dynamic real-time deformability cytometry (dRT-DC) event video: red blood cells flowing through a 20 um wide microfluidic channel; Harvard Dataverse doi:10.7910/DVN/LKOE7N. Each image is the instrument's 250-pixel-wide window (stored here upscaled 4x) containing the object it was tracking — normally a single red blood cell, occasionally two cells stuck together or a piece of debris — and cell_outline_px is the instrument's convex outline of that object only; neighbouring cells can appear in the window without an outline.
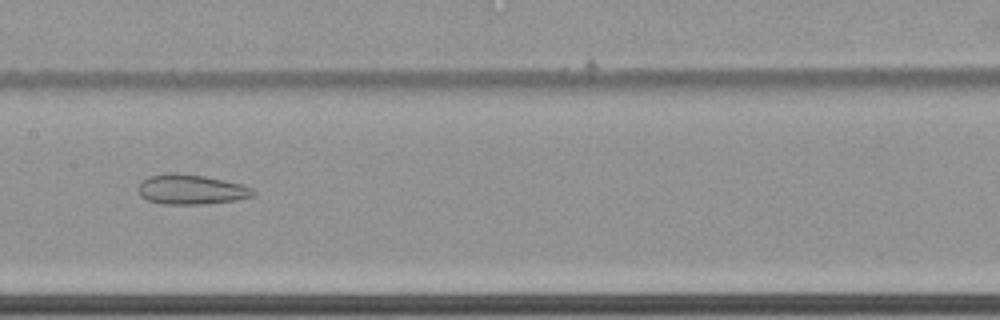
{"species": "common noctule bat (a hibernating species)", "species_latin": "Nyctalus noctula", "temperature_condition": "cold", "stored_images_in_passage": 63, "camera_frame_rate_fps": 3000, "um_per_image_px": 0.085, "animal": {"sex": "female", "body_mass_g": 22.7, "forearm_length_mm": 54.2}, "frame": {"image": 1, "passage_image": 35, "time_ms": 11.333, "image_size_px": [1000, 320], "cell_outline_px": [[256, 196], [236, 200], [200, 204], [160, 204], [148, 200], [140, 196], [136, 188], [148, 176], [168, 172], [172, 172], [204, 176], [244, 184], [252, 188], [256, 192]], "centroid_in_image_um": [16.25, 16.1], "position_along_channel_um": 191.1, "area_um2": 20.23}}
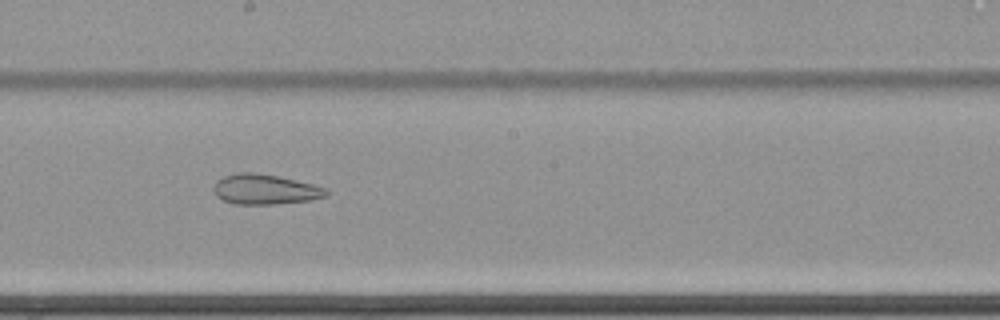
{"frame": {"image": 2, "passage_image": 38, "time_ms": 12.333, "image_size_px": [1000, 320], "cell_outline_px": [[328, 196], [308, 200], [276, 204], [232, 204], [216, 196], [212, 188], [216, 180], [224, 176], [240, 172], [256, 172], [296, 180], [328, 188]], "centroid_in_image_um": [22.51, 16.09], "position_along_channel_um": 225.7, "area_um2": 19.83}}
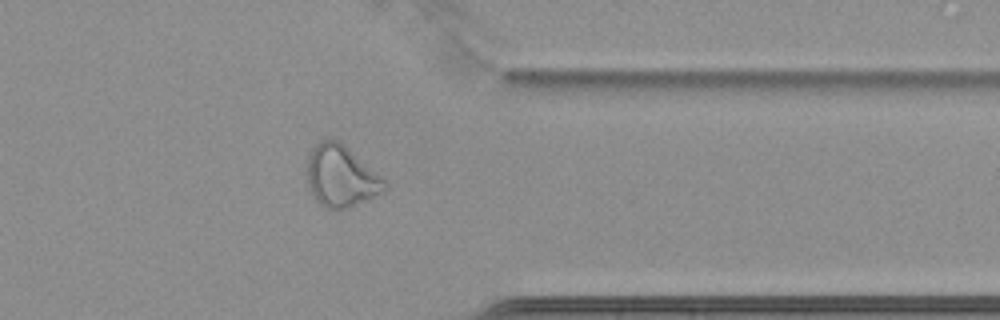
{"frame": {"image": 3, "passage_image": 52, "time_ms": 17.0, "image_size_px": [1000, 320], "cell_outline_px": [[388, 188], [384, 192], [348, 208], [324, 208], [316, 200], [308, 184], [304, 172], [304, 164], [308, 152], [320, 140], [340, 140], [380, 176], [388, 184]], "centroid_in_image_um": [28.93, 14.96], "position_along_channel_um": 382.5, "area_um2": 28.09}, "authors_computed_cell_mechanics": {"area_um2": 29.7092, "velocity_mm_per_s": 3.4576, "shape_relaxation_time_tau1_ms": null, "shape_relaxation_time_tau2_ms": 2.7231, "deformation_change_tau1": null, "deformation_change_tau2": 0.0949}}